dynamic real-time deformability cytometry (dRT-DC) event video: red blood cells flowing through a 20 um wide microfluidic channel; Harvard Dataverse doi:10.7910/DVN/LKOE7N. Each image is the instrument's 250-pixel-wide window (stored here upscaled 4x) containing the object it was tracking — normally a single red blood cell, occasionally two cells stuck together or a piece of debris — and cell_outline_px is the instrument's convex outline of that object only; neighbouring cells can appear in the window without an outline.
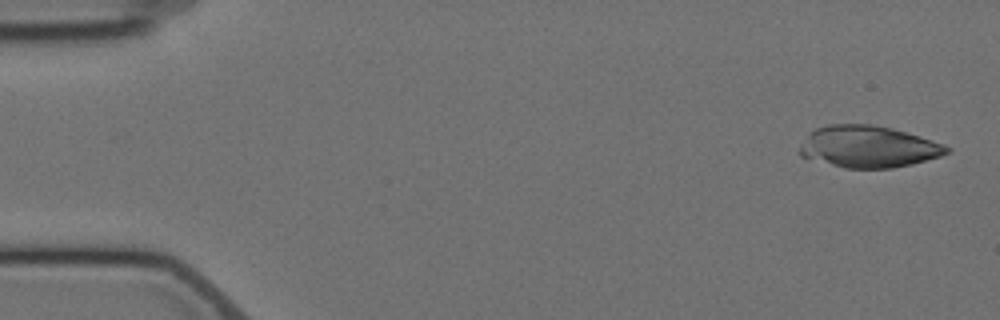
{"species": "Egyptian fruit bat (a non-hibernating species)", "species_latin": "Rousettus aegyptiacus", "temperature_condition": "cold", "stored_images_in_passage": 7, "camera_frame_rate_fps": 3000, "um_per_image_px": 0.085, "animal": {"sex": "female"}, "frame": {"image": 1, "passage_image": 1, "time_ms": 0.0, "image_size_px": [1000, 320], "cell_outline_px": [[952, 148], [948, 152], [940, 156], [912, 164], [892, 168], [844, 168], [800, 156], [800, 148], [808, 136], [816, 128], [828, 124], [872, 124], [892, 128], [920, 136], [944, 144]], "centroid_in_image_um": [73.84, 12.47], "position_along_channel_um": 11.2, "area_um2": 35.55}}